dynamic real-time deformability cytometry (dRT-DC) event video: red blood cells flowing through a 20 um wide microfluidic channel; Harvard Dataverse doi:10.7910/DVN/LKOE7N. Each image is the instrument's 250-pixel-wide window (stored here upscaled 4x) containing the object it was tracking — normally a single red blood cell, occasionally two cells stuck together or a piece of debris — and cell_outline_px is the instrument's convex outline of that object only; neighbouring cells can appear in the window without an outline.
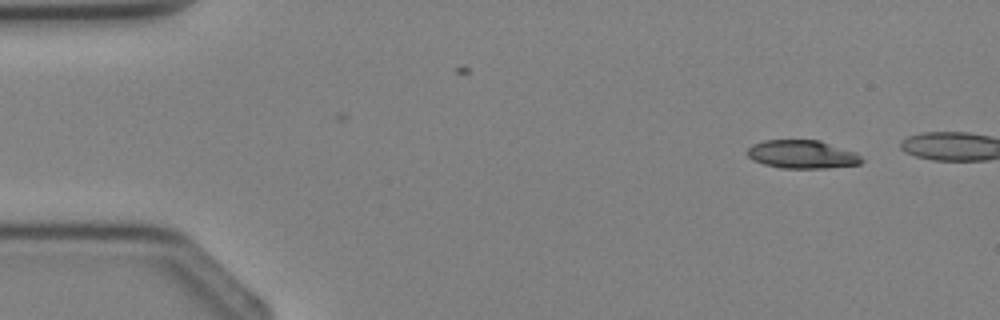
{"species": "Egyptian fruit bat (a non-hibernating species)", "species_latin": "Rousettus aegyptiacus", "temperature_condition": "cold", "stored_images_in_passage": 3, "camera_frame_rate_fps": 3000, "um_per_image_px": 0.085, "animal": {"sex": "female"}, "frame": {"image": 1, "passage_image": 1, "time_ms": 0.0, "image_size_px": [1000, 320], "cell_outline_px": [[864, 160], [860, 164], [828, 168], [780, 168], [764, 164], [752, 160], [748, 156], [748, 148], [752, 144], [764, 140], [820, 140], [856, 152]], "centroid_in_image_um": [68.19, 13.12], "position_along_channel_um": 16.8, "area_um2": 18.96}}